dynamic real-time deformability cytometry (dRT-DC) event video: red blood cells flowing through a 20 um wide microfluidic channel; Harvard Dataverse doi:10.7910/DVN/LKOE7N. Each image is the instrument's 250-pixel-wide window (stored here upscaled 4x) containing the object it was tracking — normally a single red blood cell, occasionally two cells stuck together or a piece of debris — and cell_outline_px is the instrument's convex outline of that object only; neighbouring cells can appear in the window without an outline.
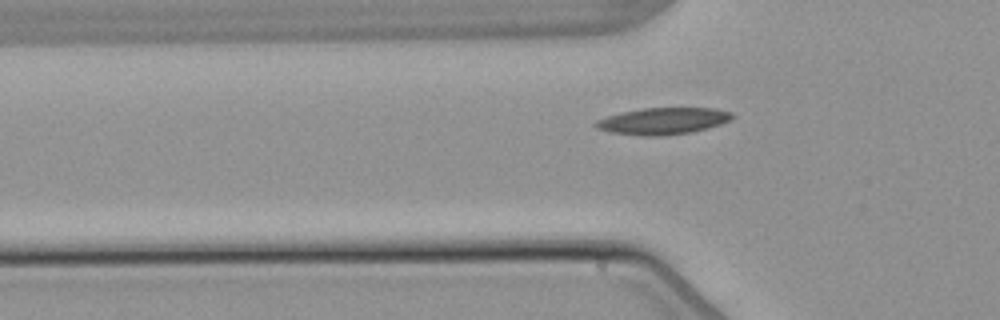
{"species": "common noctule bat (a hibernating species)", "species_latin": "Nyctalus noctula", "temperature_condition": "warm", "stored_images_in_passage": 5, "segment_of_instrument_passage": [2, 2], "camera_frame_rate_fps": 3000, "um_per_image_px": 0.085, "animal": {"sex": "male", "body_mass_g": 21.5, "forearm_length_mm": 52.0}, "frame": {"image": 1, "passage_image": 5, "time_ms": 4.667, "image_size_px": [1000, 320], "cell_outline_px": [[732, 116], [728, 120], [720, 124], [708, 128], [692, 132], [660, 136], [644, 136], [612, 132], [596, 128], [592, 124], [596, 120], [620, 112], [644, 108], [716, 108], [732, 112]], "centroid_in_image_um": [56.33, 10.28], "position_along_channel_um": 69.5, "area_um2": 21.15}}